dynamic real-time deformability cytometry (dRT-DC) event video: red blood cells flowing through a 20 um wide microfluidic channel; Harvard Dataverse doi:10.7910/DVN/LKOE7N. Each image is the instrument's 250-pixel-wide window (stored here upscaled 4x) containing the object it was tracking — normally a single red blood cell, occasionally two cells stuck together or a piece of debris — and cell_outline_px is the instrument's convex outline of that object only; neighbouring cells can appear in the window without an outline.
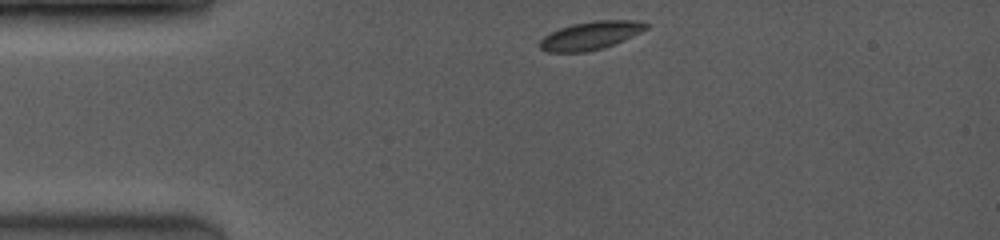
{"species": "common noctule bat (a hibernating species)", "species_latin": "Nyctalus noctula", "temperature_condition": "room temperature", "stored_images_in_passage": 7, "camera_frame_rate_fps": 3500, "um_per_image_px": 0.085, "animal": {"sex": "female", "body_mass_g": 19.0, "forearm_length_mm": 53.3}, "frame": {"image": 1, "passage_image": 1, "time_ms": 0.0, "image_size_px": [1000, 240], "cell_outline_px": [[648, 28], [632, 36], [604, 48], [584, 52], [548, 52], [540, 48], [540, 40], [544, 36], [560, 28], [572, 24], [596, 20], [632, 20], [648, 24]], "centroid_in_image_um": [50.19, 3.02], "position_along_channel_um": 34.8, "area_um2": 17.22}}
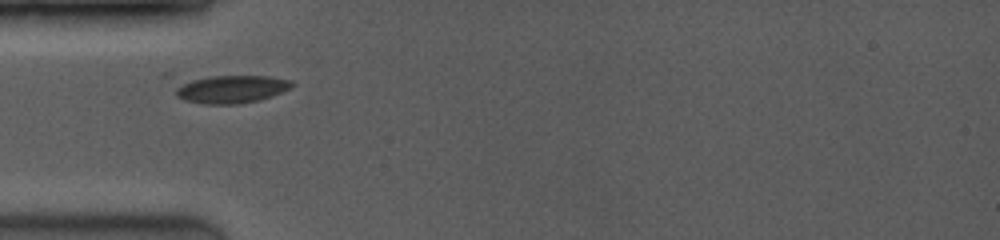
{"frame": {"image": 2, "passage_image": 5, "time_ms": 1.714, "image_size_px": [1000, 240], "cell_outline_px": [[296, 84], [280, 92], [260, 100], [236, 104], [204, 104], [184, 100], [176, 96], [164, 76], [164, 72], [172, 72], [268, 76], [292, 80]], "centroid_in_image_um": [19.09, 7.43], "position_along_channel_um": 65.9, "area_um2": 22.25}}
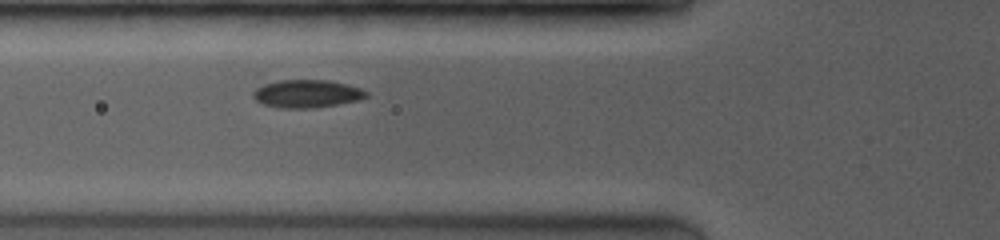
{"frame": {"image": 3, "passage_image": 7, "time_ms": 2.571, "image_size_px": [1000, 240], "cell_outline_px": [[368, 96], [356, 100], [316, 108], [280, 108], [264, 104], [256, 100], [252, 96], [252, 92], [256, 88], [264, 84], [280, 80], [332, 80], [360, 88], [368, 92]], "centroid_in_image_um": [26.07, 7.96], "position_along_channel_um": 99.7, "area_um2": 18.32}}